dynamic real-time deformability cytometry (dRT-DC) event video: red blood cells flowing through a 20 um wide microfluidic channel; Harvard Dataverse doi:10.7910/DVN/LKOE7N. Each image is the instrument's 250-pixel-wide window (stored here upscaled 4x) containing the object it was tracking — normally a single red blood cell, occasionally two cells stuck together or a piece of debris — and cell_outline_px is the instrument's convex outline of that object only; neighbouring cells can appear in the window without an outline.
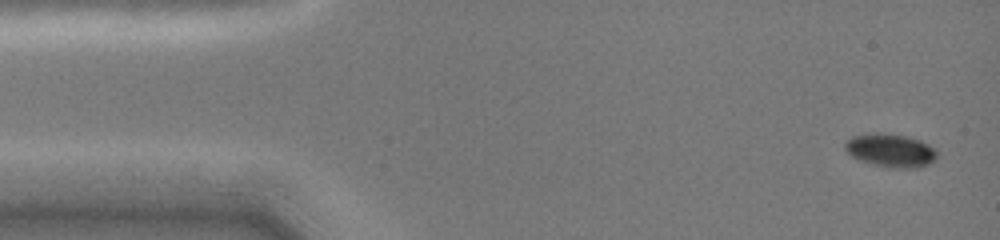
{"species": "common noctule bat (a hibernating species)", "species_latin": "Nyctalus noctula", "temperature_condition": "cold", "stored_images_in_passage": 52, "camera_frame_rate_fps": 3000, "um_per_image_px": 0.085, "animal": {"sex": "female", "body_mass_g": 19.0, "forearm_length_mm": 51.5}, "frame": {"image": 1, "passage_image": 1, "time_ms": 0.0, "image_size_px": [1000, 240], "cell_outline_px": [[936, 160], [928, 164], [916, 168], [888, 168], [872, 164], [860, 160], [852, 156], [844, 148], [844, 144], [852, 136], [872, 132], [876, 132], [908, 136], [920, 140], [936, 148]], "centroid_in_image_um": [75.71, 12.78], "position_along_channel_um": 9.3, "area_um2": 18.03}}
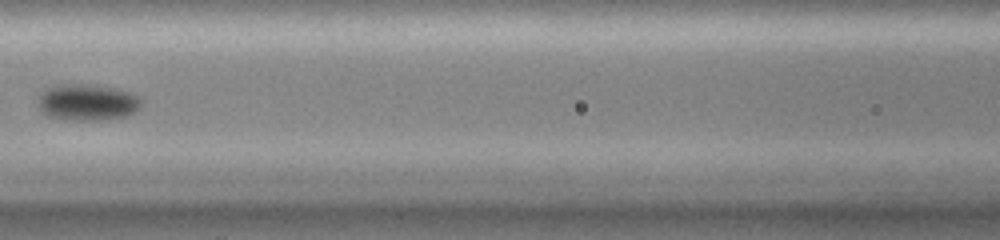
{"frame": {"image": 2, "passage_image": 16, "time_ms": 6.333, "image_size_px": [1000, 240], "cell_outline_px": [[144, 100], [140, 108], [136, 112], [124, 116], [104, 120], [68, 120], [44, 116], [40, 112], [40, 92], [48, 88], [68, 84], [84, 84], [116, 88], [132, 92], [140, 96]], "centroid_in_image_um": [7.48, 8.71], "position_along_channel_um": 159.1, "area_um2": 22.2}}
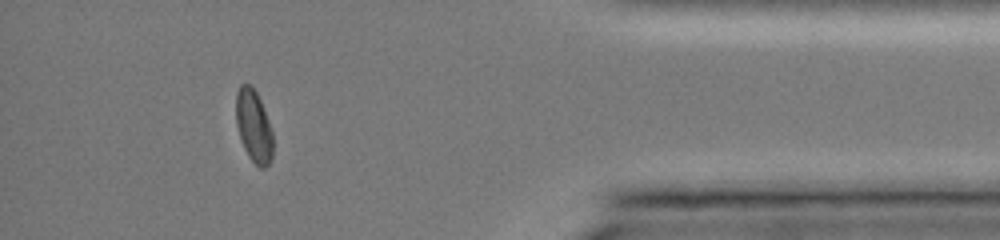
{"frame": {"image": 3, "passage_image": 43, "time_ms": 13.333, "image_size_px": [1000, 240], "cell_outline_px": [[272, 160], [264, 168], [260, 168], [248, 156], [244, 148], [236, 124], [236, 92], [240, 84], [252, 84], [260, 100], [272, 132]], "centroid_in_image_um": [21.55, 10.7], "position_along_channel_um": 413.7, "area_um2": 15.43}, "authors_computed_cell_mechanics": {"area_um2": 17.6579, "velocity_mm_per_s": 4.0684, "shape_relaxation_time_tau1_ms": 1.4858, "shape_relaxation_time_tau2_ms": null, "deformation_change_tau1": 0.0602, "deformation_change_tau2": null}}